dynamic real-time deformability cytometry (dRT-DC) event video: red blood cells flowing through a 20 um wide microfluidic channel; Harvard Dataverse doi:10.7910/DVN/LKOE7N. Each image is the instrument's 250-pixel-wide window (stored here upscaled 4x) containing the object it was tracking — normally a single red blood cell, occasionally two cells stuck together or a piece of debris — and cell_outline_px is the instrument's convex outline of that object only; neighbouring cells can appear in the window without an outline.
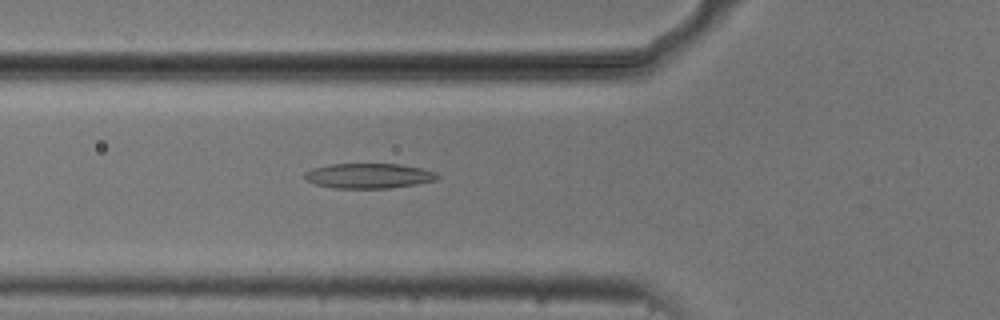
{"species": "common noctule bat (a hibernating species)", "species_latin": "Nyctalus noctula", "temperature_condition": "cold", "stored_images_in_passage": 54, "camera_frame_rate_fps": 3000, "um_per_image_px": 0.085, "animal": {"sex": "male", "body_mass_g": 20.5, "forearm_length_mm": 52.5}, "frame": {"image": 1, "passage_image": 19, "time_ms": 6.0, "image_size_px": [1000, 320], "cell_outline_px": [[440, 176], [436, 180], [416, 184], [392, 188], [332, 188], [316, 184], [308, 180], [304, 176], [304, 172], [312, 168], [332, 164], [400, 164], [420, 168], [436, 172]], "centroid_in_image_um": [31.35, 14.94], "position_along_channel_um": 94.4, "area_um2": 19.31}}
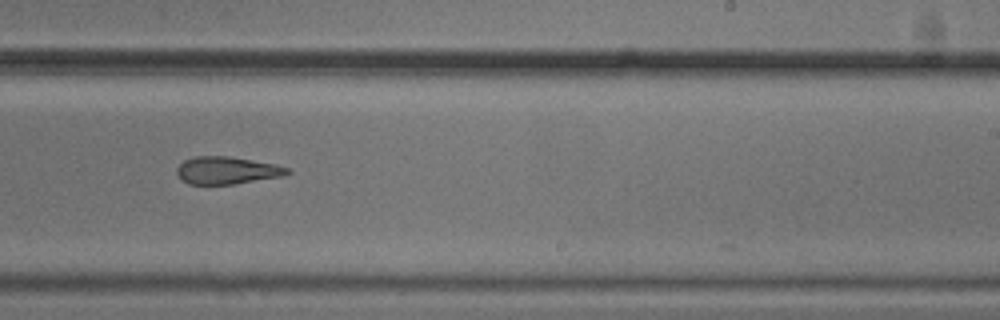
{"frame": {"image": 2, "passage_image": 33, "time_ms": 10.667, "image_size_px": [1000, 320], "cell_outline_px": [[292, 172], [284, 176], [236, 184], [188, 184], [180, 180], [176, 172], [176, 168], [184, 160], [196, 156], [228, 156], [276, 164], [288, 168]], "centroid_in_image_um": [19.29, 14.49], "position_along_channel_um": 269.7, "area_um2": 17.86}}
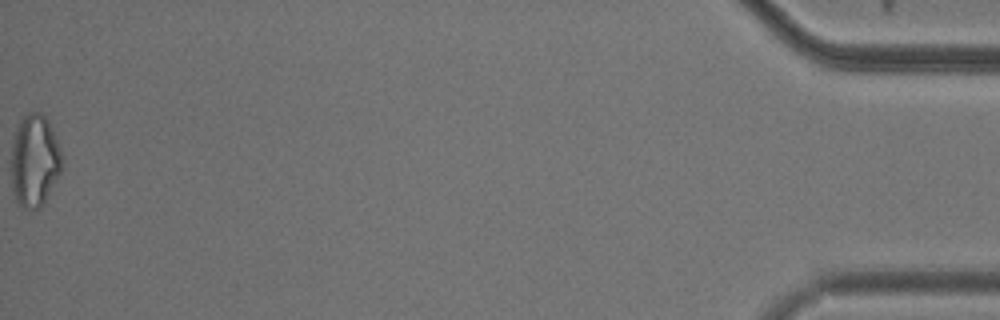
{"frame": {"image": 3, "passage_image": 54, "time_ms": 17.667, "image_size_px": [1000, 320], "cell_outline_px": [[64, 160], [60, 172], [40, 208], [20, 208], [16, 204], [12, 192], [12, 140], [16, 124], [28, 112], [40, 112], [48, 120], [64, 156]], "centroid_in_image_um": [2.93, 13.64], "position_along_channel_um": 432.3, "area_um2": 27.57}, "authors_computed_cell_mechanics": {"area_um2": 20.3745, "velocity_mm_per_s": 3.7368, "shape_relaxation_time_tau1_ms": 5.5241, "shape_relaxation_time_tau2_ms": 5.655, "deformation_change_tau1": 0.1411, "deformation_change_tau2": 0.1794}}